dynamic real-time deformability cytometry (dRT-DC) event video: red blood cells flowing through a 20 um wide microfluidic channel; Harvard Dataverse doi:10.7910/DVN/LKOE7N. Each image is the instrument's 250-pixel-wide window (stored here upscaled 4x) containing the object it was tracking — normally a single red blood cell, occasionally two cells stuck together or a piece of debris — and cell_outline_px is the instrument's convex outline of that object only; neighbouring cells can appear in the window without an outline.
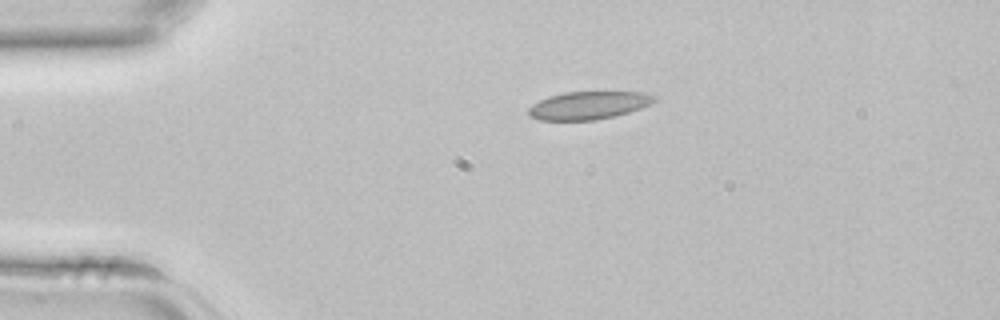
{"species": "common noctule bat (a hibernating species)", "species_latin": "Nyctalus noctula", "temperature_condition": "room temperature", "stored_images_in_passage": 29, "camera_frame_rate_fps": 3000, "um_per_image_px": 0.085, "animal": {"sex": "female", "body_mass_g": 22.7, "forearm_length_mm": 54.2}, "frame": {"image": 1, "passage_image": 1, "time_ms": 0.0, "image_size_px": [1000, 320], "cell_outline_px": [[656, 100], [640, 108], [628, 112], [596, 120], [540, 120], [528, 116], [528, 108], [532, 104], [548, 96], [564, 92], [652, 92], [656, 96]], "centroid_in_image_um": [50.01, 8.94], "position_along_channel_um": 35.0, "area_um2": 20.46}}
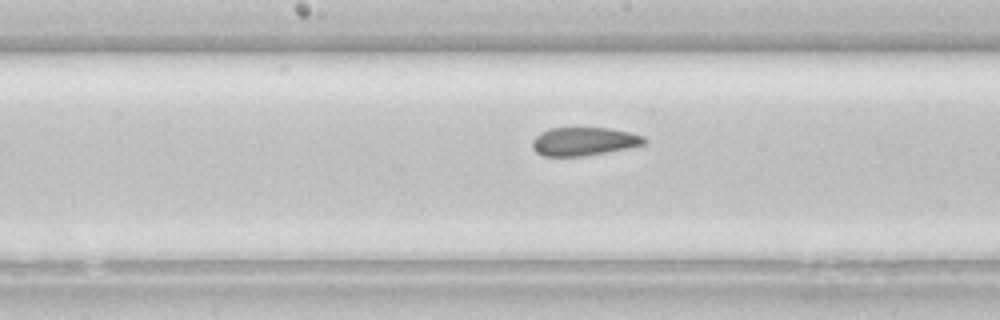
{"frame": {"image": 2, "passage_image": 14, "time_ms": 4.333, "image_size_px": [1000, 320], "cell_outline_px": [[648, 140], [644, 144], [584, 156], [544, 156], [536, 152], [532, 148], [532, 140], [540, 132], [548, 128], [608, 128], [628, 132], [644, 136]], "centroid_in_image_um": [49.58, 12.01], "position_along_channel_um": 198.6, "area_um2": 18.32}}
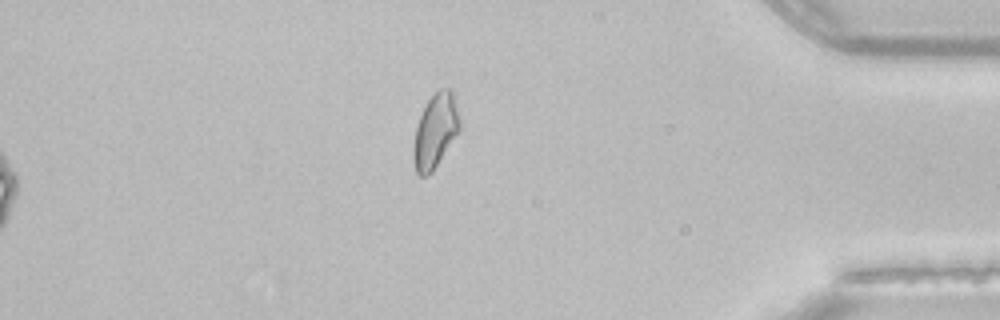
{"frame": {"image": 3, "passage_image": 29, "time_ms": 9.333, "image_size_px": [1000, 320], "cell_outline_px": [[460, 128], [432, 172], [428, 176], [420, 176], [416, 172], [412, 156], [412, 148], [416, 128], [420, 116], [428, 100], [440, 88], [452, 88], [460, 120]], "centroid_in_image_um": [36.98, 11.13], "position_along_channel_um": 398.2, "area_um2": 19.77}}